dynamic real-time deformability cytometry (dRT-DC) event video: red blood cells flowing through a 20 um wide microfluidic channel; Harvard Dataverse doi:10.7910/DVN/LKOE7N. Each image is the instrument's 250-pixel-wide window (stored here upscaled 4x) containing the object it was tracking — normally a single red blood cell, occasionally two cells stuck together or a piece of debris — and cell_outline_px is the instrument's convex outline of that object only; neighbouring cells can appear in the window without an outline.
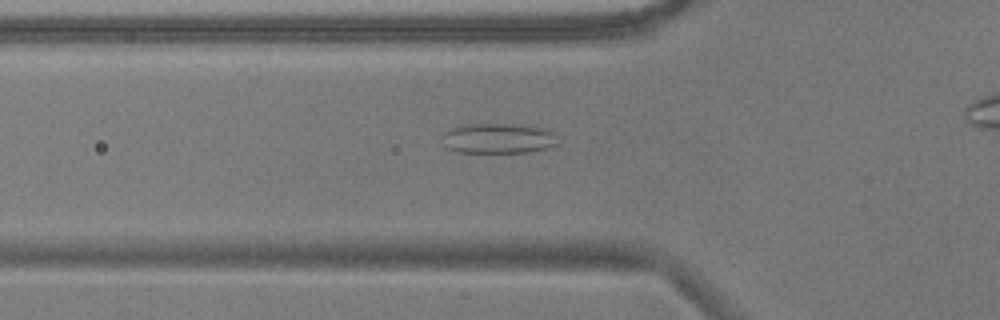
{"species": "common noctule bat (a hibernating species)", "species_latin": "Nyctalus noctula", "temperature_condition": "warm", "stored_images_in_passage": 47, "camera_frame_rate_fps": 3000, "um_per_image_px": 0.085, "animal": {"sex": "male", "body_mass_g": 17.9}, "frame": {"image": 1, "passage_image": 19, "time_ms": 6.0, "image_size_px": [1000, 320], "cell_outline_px": [[560, 144], [548, 148], [528, 152], [460, 152], [448, 148], [444, 144], [444, 132], [460, 124], [536, 124], [552, 132], [556, 136]], "centroid_in_image_um": [42.43, 11.74], "position_along_channel_um": 83.4, "area_um2": 20.63}}
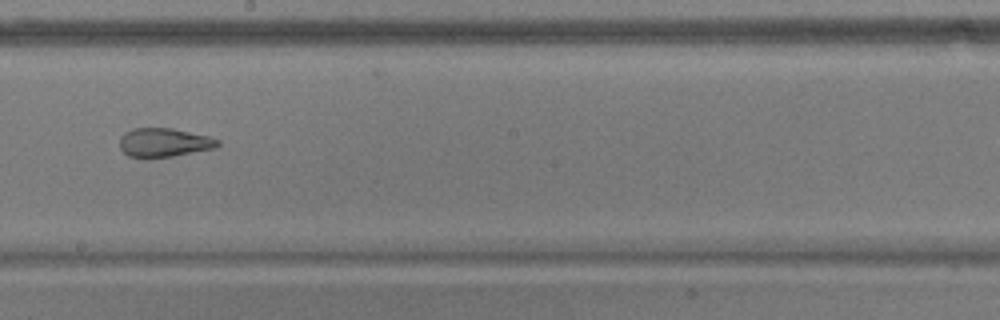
{"frame": {"image": 2, "passage_image": 31, "time_ms": 10.0, "image_size_px": [1000, 320], "cell_outline_px": [[220, 144], [216, 148], [172, 156], [148, 160], [128, 156], [120, 148], [120, 136], [124, 132], [132, 128], [172, 128], [208, 136], [220, 140]], "centroid_in_image_um": [13.91, 12.14], "position_along_channel_um": 234.3, "area_um2": 16.88}}
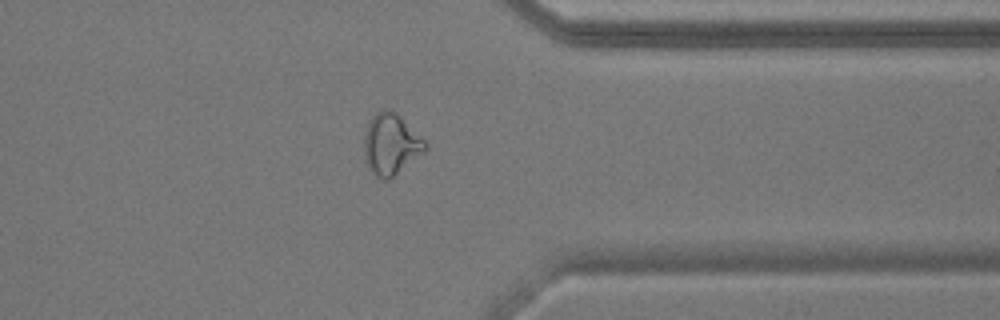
{"frame": {"image": 3, "passage_image": 43, "time_ms": 14.0, "image_size_px": [1000, 320], "cell_outline_px": [[428, 148], [424, 152], [388, 180], [384, 180], [376, 176], [368, 168], [364, 156], [364, 136], [368, 120], [376, 112], [384, 108], [392, 108], [428, 144]], "centroid_in_image_um": [33.2, 12.23], "position_along_channel_um": 378.2, "area_um2": 21.85}}